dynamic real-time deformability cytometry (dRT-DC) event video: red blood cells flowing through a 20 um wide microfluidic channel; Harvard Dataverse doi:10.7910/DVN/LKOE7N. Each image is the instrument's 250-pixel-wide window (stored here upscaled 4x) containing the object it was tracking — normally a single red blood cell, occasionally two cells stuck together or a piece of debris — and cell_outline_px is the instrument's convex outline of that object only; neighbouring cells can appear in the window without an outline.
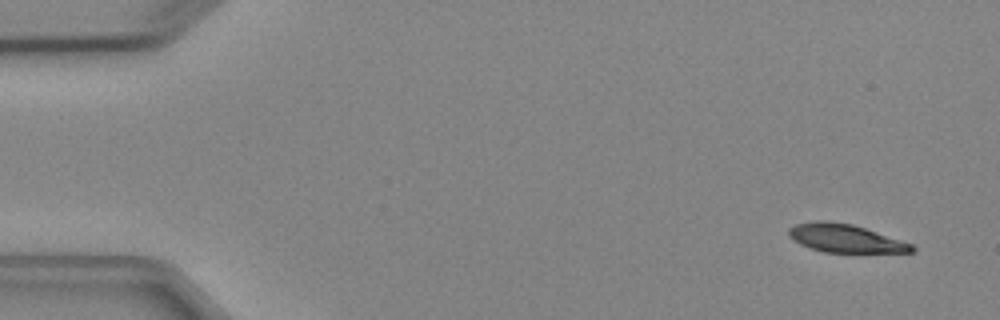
{"species": "Egyptian fruit bat (a non-hibernating species)", "species_latin": "Rousettus aegyptiacus", "temperature_condition": "cold", "stored_images_in_passage": 4, "camera_frame_rate_fps": 3000, "um_per_image_px": 0.085, "animal": {"sex": "female"}, "frame": {"image": 1, "passage_image": 1, "time_ms": 0.0, "image_size_px": [1000, 320], "cell_outline_px": [[916, 252], [824, 252], [800, 244], [792, 240], [788, 236], [788, 228], [796, 224], [816, 220], [828, 220], [852, 224], [912, 244], [916, 248]], "centroid_in_image_um": [71.8, 20.25], "position_along_channel_um": 13.2, "area_um2": 20.11}}
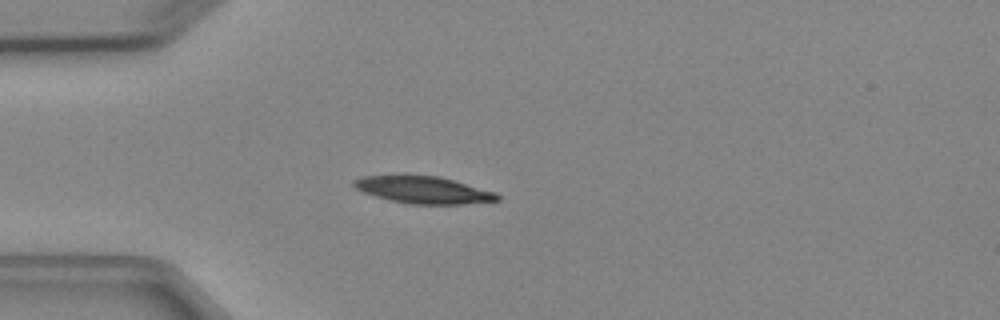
{"frame": {"image": 2, "passage_image": 4, "time_ms": 3.667, "image_size_px": [1000, 320], "cell_outline_px": [[500, 200], [464, 204], [412, 204], [392, 200], [376, 196], [364, 192], [356, 188], [352, 184], [352, 180], [364, 176], [440, 176], [496, 192], [500, 196]], "centroid_in_image_um": [36.03, 16.15], "position_along_channel_um": 49.0, "area_um2": 22.31}}